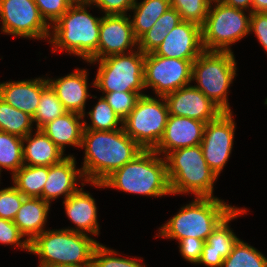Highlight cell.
Masks as SVG:
<instances>
[{
	"instance_id": "obj_4",
	"label": "cell",
	"mask_w": 267,
	"mask_h": 267,
	"mask_svg": "<svg viewBox=\"0 0 267 267\" xmlns=\"http://www.w3.org/2000/svg\"><path fill=\"white\" fill-rule=\"evenodd\" d=\"M235 208L218 197H195L159 228L157 237L177 241L194 237L206 241L217 225Z\"/></svg>"
},
{
	"instance_id": "obj_19",
	"label": "cell",
	"mask_w": 267,
	"mask_h": 267,
	"mask_svg": "<svg viewBox=\"0 0 267 267\" xmlns=\"http://www.w3.org/2000/svg\"><path fill=\"white\" fill-rule=\"evenodd\" d=\"M85 181L81 169H76L73 155H68L59 163L48 167V176L43 188V200L51 201L63 195L64 201L78 191L77 180Z\"/></svg>"
},
{
	"instance_id": "obj_37",
	"label": "cell",
	"mask_w": 267,
	"mask_h": 267,
	"mask_svg": "<svg viewBox=\"0 0 267 267\" xmlns=\"http://www.w3.org/2000/svg\"><path fill=\"white\" fill-rule=\"evenodd\" d=\"M25 196L14 186L0 190V218L13 221Z\"/></svg>"
},
{
	"instance_id": "obj_27",
	"label": "cell",
	"mask_w": 267,
	"mask_h": 267,
	"mask_svg": "<svg viewBox=\"0 0 267 267\" xmlns=\"http://www.w3.org/2000/svg\"><path fill=\"white\" fill-rule=\"evenodd\" d=\"M182 21L180 14L174 8L167 10L148 30L138 39V49L144 54L152 53L164 41L174 27Z\"/></svg>"
},
{
	"instance_id": "obj_30",
	"label": "cell",
	"mask_w": 267,
	"mask_h": 267,
	"mask_svg": "<svg viewBox=\"0 0 267 267\" xmlns=\"http://www.w3.org/2000/svg\"><path fill=\"white\" fill-rule=\"evenodd\" d=\"M23 165V139L0 131V174L4 168L13 175Z\"/></svg>"
},
{
	"instance_id": "obj_33",
	"label": "cell",
	"mask_w": 267,
	"mask_h": 267,
	"mask_svg": "<svg viewBox=\"0 0 267 267\" xmlns=\"http://www.w3.org/2000/svg\"><path fill=\"white\" fill-rule=\"evenodd\" d=\"M67 111L57 98L56 92L48 85L42 92L41 98L33 117V124L40 129L46 123L58 118Z\"/></svg>"
},
{
	"instance_id": "obj_13",
	"label": "cell",
	"mask_w": 267,
	"mask_h": 267,
	"mask_svg": "<svg viewBox=\"0 0 267 267\" xmlns=\"http://www.w3.org/2000/svg\"><path fill=\"white\" fill-rule=\"evenodd\" d=\"M231 112H223L217 119L207 122L201 142L204 158L210 169L220 175L233 148L236 123Z\"/></svg>"
},
{
	"instance_id": "obj_32",
	"label": "cell",
	"mask_w": 267,
	"mask_h": 267,
	"mask_svg": "<svg viewBox=\"0 0 267 267\" xmlns=\"http://www.w3.org/2000/svg\"><path fill=\"white\" fill-rule=\"evenodd\" d=\"M222 267H267V258L253 246L239 239Z\"/></svg>"
},
{
	"instance_id": "obj_15",
	"label": "cell",
	"mask_w": 267,
	"mask_h": 267,
	"mask_svg": "<svg viewBox=\"0 0 267 267\" xmlns=\"http://www.w3.org/2000/svg\"><path fill=\"white\" fill-rule=\"evenodd\" d=\"M164 98L170 115L188 117L207 123L217 119L224 112L195 85L182 87L165 95Z\"/></svg>"
},
{
	"instance_id": "obj_2",
	"label": "cell",
	"mask_w": 267,
	"mask_h": 267,
	"mask_svg": "<svg viewBox=\"0 0 267 267\" xmlns=\"http://www.w3.org/2000/svg\"><path fill=\"white\" fill-rule=\"evenodd\" d=\"M154 150H143L133 160L114 171L102 183H91L99 188H115L123 192L145 196L170 195L165 157Z\"/></svg>"
},
{
	"instance_id": "obj_11",
	"label": "cell",
	"mask_w": 267,
	"mask_h": 267,
	"mask_svg": "<svg viewBox=\"0 0 267 267\" xmlns=\"http://www.w3.org/2000/svg\"><path fill=\"white\" fill-rule=\"evenodd\" d=\"M195 60H181L145 54L144 85L153 88L156 96H165L192 81V65Z\"/></svg>"
},
{
	"instance_id": "obj_18",
	"label": "cell",
	"mask_w": 267,
	"mask_h": 267,
	"mask_svg": "<svg viewBox=\"0 0 267 267\" xmlns=\"http://www.w3.org/2000/svg\"><path fill=\"white\" fill-rule=\"evenodd\" d=\"M247 213V209L235 208L207 237L200 261L208 267H222L223 260L231 253L239 238L230 229L229 222L237 216Z\"/></svg>"
},
{
	"instance_id": "obj_34",
	"label": "cell",
	"mask_w": 267,
	"mask_h": 267,
	"mask_svg": "<svg viewBox=\"0 0 267 267\" xmlns=\"http://www.w3.org/2000/svg\"><path fill=\"white\" fill-rule=\"evenodd\" d=\"M212 0H170L171 7L176 9L184 21L202 26L208 14Z\"/></svg>"
},
{
	"instance_id": "obj_45",
	"label": "cell",
	"mask_w": 267,
	"mask_h": 267,
	"mask_svg": "<svg viewBox=\"0 0 267 267\" xmlns=\"http://www.w3.org/2000/svg\"><path fill=\"white\" fill-rule=\"evenodd\" d=\"M51 267H94L93 263L80 264V265H67V266H51Z\"/></svg>"
},
{
	"instance_id": "obj_42",
	"label": "cell",
	"mask_w": 267,
	"mask_h": 267,
	"mask_svg": "<svg viewBox=\"0 0 267 267\" xmlns=\"http://www.w3.org/2000/svg\"><path fill=\"white\" fill-rule=\"evenodd\" d=\"M254 32L259 43L267 52V13L252 12L250 17V33Z\"/></svg>"
},
{
	"instance_id": "obj_31",
	"label": "cell",
	"mask_w": 267,
	"mask_h": 267,
	"mask_svg": "<svg viewBox=\"0 0 267 267\" xmlns=\"http://www.w3.org/2000/svg\"><path fill=\"white\" fill-rule=\"evenodd\" d=\"M87 113L91 124L89 125L85 120L84 129L114 131L123 128V120L114 112L103 96L100 97L94 108Z\"/></svg>"
},
{
	"instance_id": "obj_24",
	"label": "cell",
	"mask_w": 267,
	"mask_h": 267,
	"mask_svg": "<svg viewBox=\"0 0 267 267\" xmlns=\"http://www.w3.org/2000/svg\"><path fill=\"white\" fill-rule=\"evenodd\" d=\"M51 204L38 197H25L13 220L20 233L31 243L39 234L45 231L48 211Z\"/></svg>"
},
{
	"instance_id": "obj_36",
	"label": "cell",
	"mask_w": 267,
	"mask_h": 267,
	"mask_svg": "<svg viewBox=\"0 0 267 267\" xmlns=\"http://www.w3.org/2000/svg\"><path fill=\"white\" fill-rule=\"evenodd\" d=\"M103 97L114 112L124 120L134 109L135 104L141 96L138 92H111L103 93Z\"/></svg>"
},
{
	"instance_id": "obj_5",
	"label": "cell",
	"mask_w": 267,
	"mask_h": 267,
	"mask_svg": "<svg viewBox=\"0 0 267 267\" xmlns=\"http://www.w3.org/2000/svg\"><path fill=\"white\" fill-rule=\"evenodd\" d=\"M165 160L172 195L214 197L213 185L218 177L207 164L201 145L173 150Z\"/></svg>"
},
{
	"instance_id": "obj_10",
	"label": "cell",
	"mask_w": 267,
	"mask_h": 267,
	"mask_svg": "<svg viewBox=\"0 0 267 267\" xmlns=\"http://www.w3.org/2000/svg\"><path fill=\"white\" fill-rule=\"evenodd\" d=\"M161 100V101H160ZM169 111L163 96L141 95L123 120V129L142 149L154 150L162 139Z\"/></svg>"
},
{
	"instance_id": "obj_16",
	"label": "cell",
	"mask_w": 267,
	"mask_h": 267,
	"mask_svg": "<svg viewBox=\"0 0 267 267\" xmlns=\"http://www.w3.org/2000/svg\"><path fill=\"white\" fill-rule=\"evenodd\" d=\"M204 51L201 26L182 20L153 52L155 55L181 60H195Z\"/></svg>"
},
{
	"instance_id": "obj_39",
	"label": "cell",
	"mask_w": 267,
	"mask_h": 267,
	"mask_svg": "<svg viewBox=\"0 0 267 267\" xmlns=\"http://www.w3.org/2000/svg\"><path fill=\"white\" fill-rule=\"evenodd\" d=\"M23 237L13 221L0 218V243L18 246L30 252V243L26 238L22 240Z\"/></svg>"
},
{
	"instance_id": "obj_9",
	"label": "cell",
	"mask_w": 267,
	"mask_h": 267,
	"mask_svg": "<svg viewBox=\"0 0 267 267\" xmlns=\"http://www.w3.org/2000/svg\"><path fill=\"white\" fill-rule=\"evenodd\" d=\"M145 54L140 50L127 54L112 55L89 63H96L98 70L93 81L94 88L103 93L138 92L145 89L144 85Z\"/></svg>"
},
{
	"instance_id": "obj_25",
	"label": "cell",
	"mask_w": 267,
	"mask_h": 267,
	"mask_svg": "<svg viewBox=\"0 0 267 267\" xmlns=\"http://www.w3.org/2000/svg\"><path fill=\"white\" fill-rule=\"evenodd\" d=\"M63 155L64 153L41 129H36L34 135L31 132L23 138L24 165L49 167L66 157Z\"/></svg>"
},
{
	"instance_id": "obj_20",
	"label": "cell",
	"mask_w": 267,
	"mask_h": 267,
	"mask_svg": "<svg viewBox=\"0 0 267 267\" xmlns=\"http://www.w3.org/2000/svg\"><path fill=\"white\" fill-rule=\"evenodd\" d=\"M85 69H77L58 79L47 78L48 84L56 92L57 98L67 112L83 115L85 118V104L91 94L88 93V74Z\"/></svg>"
},
{
	"instance_id": "obj_1",
	"label": "cell",
	"mask_w": 267,
	"mask_h": 267,
	"mask_svg": "<svg viewBox=\"0 0 267 267\" xmlns=\"http://www.w3.org/2000/svg\"><path fill=\"white\" fill-rule=\"evenodd\" d=\"M82 165L86 183H102L114 171L133 160L142 149L123 128L114 131L83 130Z\"/></svg>"
},
{
	"instance_id": "obj_26",
	"label": "cell",
	"mask_w": 267,
	"mask_h": 267,
	"mask_svg": "<svg viewBox=\"0 0 267 267\" xmlns=\"http://www.w3.org/2000/svg\"><path fill=\"white\" fill-rule=\"evenodd\" d=\"M171 8L170 0H136L131 10H134L133 19L130 18L134 35L139 39L155 22Z\"/></svg>"
},
{
	"instance_id": "obj_35",
	"label": "cell",
	"mask_w": 267,
	"mask_h": 267,
	"mask_svg": "<svg viewBox=\"0 0 267 267\" xmlns=\"http://www.w3.org/2000/svg\"><path fill=\"white\" fill-rule=\"evenodd\" d=\"M119 255L115 250L99 244L93 253L92 263L94 267H145L132 258L116 257Z\"/></svg>"
},
{
	"instance_id": "obj_38",
	"label": "cell",
	"mask_w": 267,
	"mask_h": 267,
	"mask_svg": "<svg viewBox=\"0 0 267 267\" xmlns=\"http://www.w3.org/2000/svg\"><path fill=\"white\" fill-rule=\"evenodd\" d=\"M42 18L50 27L61 17L76 0H34ZM50 21V22H49Z\"/></svg>"
},
{
	"instance_id": "obj_41",
	"label": "cell",
	"mask_w": 267,
	"mask_h": 267,
	"mask_svg": "<svg viewBox=\"0 0 267 267\" xmlns=\"http://www.w3.org/2000/svg\"><path fill=\"white\" fill-rule=\"evenodd\" d=\"M104 11L105 15H127L136 0H88Z\"/></svg>"
},
{
	"instance_id": "obj_3",
	"label": "cell",
	"mask_w": 267,
	"mask_h": 267,
	"mask_svg": "<svg viewBox=\"0 0 267 267\" xmlns=\"http://www.w3.org/2000/svg\"><path fill=\"white\" fill-rule=\"evenodd\" d=\"M91 5L88 0H76L51 26L48 42L55 48L52 52L65 50L87 61L97 51L102 17L89 13L86 8Z\"/></svg>"
},
{
	"instance_id": "obj_43",
	"label": "cell",
	"mask_w": 267,
	"mask_h": 267,
	"mask_svg": "<svg viewBox=\"0 0 267 267\" xmlns=\"http://www.w3.org/2000/svg\"><path fill=\"white\" fill-rule=\"evenodd\" d=\"M219 1L227 6L239 9H245L246 11L252 13V0H219Z\"/></svg>"
},
{
	"instance_id": "obj_8",
	"label": "cell",
	"mask_w": 267,
	"mask_h": 267,
	"mask_svg": "<svg viewBox=\"0 0 267 267\" xmlns=\"http://www.w3.org/2000/svg\"><path fill=\"white\" fill-rule=\"evenodd\" d=\"M244 11L212 0L201 26L204 51L232 52L230 46L250 34L251 12Z\"/></svg>"
},
{
	"instance_id": "obj_12",
	"label": "cell",
	"mask_w": 267,
	"mask_h": 267,
	"mask_svg": "<svg viewBox=\"0 0 267 267\" xmlns=\"http://www.w3.org/2000/svg\"><path fill=\"white\" fill-rule=\"evenodd\" d=\"M0 20L4 34L38 40L50 37V25L34 0H0Z\"/></svg>"
},
{
	"instance_id": "obj_23",
	"label": "cell",
	"mask_w": 267,
	"mask_h": 267,
	"mask_svg": "<svg viewBox=\"0 0 267 267\" xmlns=\"http://www.w3.org/2000/svg\"><path fill=\"white\" fill-rule=\"evenodd\" d=\"M83 115L66 112L58 118L46 123L40 129L64 153L65 146L81 147L83 130Z\"/></svg>"
},
{
	"instance_id": "obj_44",
	"label": "cell",
	"mask_w": 267,
	"mask_h": 267,
	"mask_svg": "<svg viewBox=\"0 0 267 267\" xmlns=\"http://www.w3.org/2000/svg\"><path fill=\"white\" fill-rule=\"evenodd\" d=\"M252 12L267 13V0H252Z\"/></svg>"
},
{
	"instance_id": "obj_14",
	"label": "cell",
	"mask_w": 267,
	"mask_h": 267,
	"mask_svg": "<svg viewBox=\"0 0 267 267\" xmlns=\"http://www.w3.org/2000/svg\"><path fill=\"white\" fill-rule=\"evenodd\" d=\"M130 17L131 15L102 16L97 51L86 62L127 54L138 49V39L134 35Z\"/></svg>"
},
{
	"instance_id": "obj_28",
	"label": "cell",
	"mask_w": 267,
	"mask_h": 267,
	"mask_svg": "<svg viewBox=\"0 0 267 267\" xmlns=\"http://www.w3.org/2000/svg\"><path fill=\"white\" fill-rule=\"evenodd\" d=\"M48 176V166L23 165L12 175L13 186L25 197L43 199V188Z\"/></svg>"
},
{
	"instance_id": "obj_6",
	"label": "cell",
	"mask_w": 267,
	"mask_h": 267,
	"mask_svg": "<svg viewBox=\"0 0 267 267\" xmlns=\"http://www.w3.org/2000/svg\"><path fill=\"white\" fill-rule=\"evenodd\" d=\"M99 244L87 234L52 229L43 231L30 243V253L40 257L38 267L88 264Z\"/></svg>"
},
{
	"instance_id": "obj_22",
	"label": "cell",
	"mask_w": 267,
	"mask_h": 267,
	"mask_svg": "<svg viewBox=\"0 0 267 267\" xmlns=\"http://www.w3.org/2000/svg\"><path fill=\"white\" fill-rule=\"evenodd\" d=\"M67 217L75 224V228H65L73 232L99 235L97 206L90 193L80 188L78 191L63 201Z\"/></svg>"
},
{
	"instance_id": "obj_40",
	"label": "cell",
	"mask_w": 267,
	"mask_h": 267,
	"mask_svg": "<svg viewBox=\"0 0 267 267\" xmlns=\"http://www.w3.org/2000/svg\"><path fill=\"white\" fill-rule=\"evenodd\" d=\"M205 241L194 237L179 240V252L181 256L192 264L200 261Z\"/></svg>"
},
{
	"instance_id": "obj_17",
	"label": "cell",
	"mask_w": 267,
	"mask_h": 267,
	"mask_svg": "<svg viewBox=\"0 0 267 267\" xmlns=\"http://www.w3.org/2000/svg\"><path fill=\"white\" fill-rule=\"evenodd\" d=\"M205 125L196 119L169 114L164 135L154 151L165 157L173 150L200 145Z\"/></svg>"
},
{
	"instance_id": "obj_29",
	"label": "cell",
	"mask_w": 267,
	"mask_h": 267,
	"mask_svg": "<svg viewBox=\"0 0 267 267\" xmlns=\"http://www.w3.org/2000/svg\"><path fill=\"white\" fill-rule=\"evenodd\" d=\"M33 117L0 99V131L20 138L33 132Z\"/></svg>"
},
{
	"instance_id": "obj_21",
	"label": "cell",
	"mask_w": 267,
	"mask_h": 267,
	"mask_svg": "<svg viewBox=\"0 0 267 267\" xmlns=\"http://www.w3.org/2000/svg\"><path fill=\"white\" fill-rule=\"evenodd\" d=\"M42 78L0 82V99L34 117L41 92L49 85L47 79Z\"/></svg>"
},
{
	"instance_id": "obj_7",
	"label": "cell",
	"mask_w": 267,
	"mask_h": 267,
	"mask_svg": "<svg viewBox=\"0 0 267 267\" xmlns=\"http://www.w3.org/2000/svg\"><path fill=\"white\" fill-rule=\"evenodd\" d=\"M233 52L203 51L193 62L192 81L224 112H231L228 89L236 74Z\"/></svg>"
}]
</instances>
